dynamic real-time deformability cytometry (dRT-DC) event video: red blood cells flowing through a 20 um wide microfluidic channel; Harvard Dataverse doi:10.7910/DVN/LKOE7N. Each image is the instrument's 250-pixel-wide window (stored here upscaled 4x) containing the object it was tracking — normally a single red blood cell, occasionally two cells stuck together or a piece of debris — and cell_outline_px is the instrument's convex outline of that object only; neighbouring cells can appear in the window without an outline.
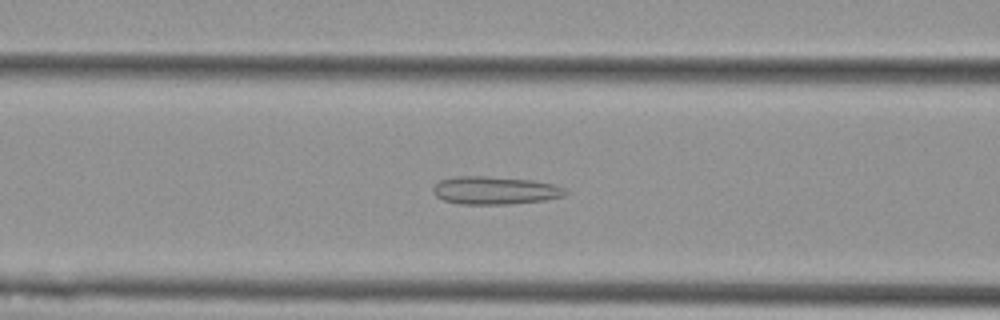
{"species": "Egyptian fruit bat (a non-hibernating species)", "species_latin": "Rousettus aegyptiacus", "temperature_condition": "cold", "stored_images_in_passage": 29, "camera_frame_rate_fps": 3000, "um_per_image_px": 0.085, "animal": {"sex": "female"}, "frame": {"image": 1, "passage_image": 15, "time_ms": 4.667, "image_size_px": [1000, 320], "cell_outline_px": [[568, 192], [564, 196], [544, 200], [508, 204], [460, 204], [444, 200], [436, 196], [432, 192], [432, 188], [440, 180], [456, 176], [484, 176], [532, 180], [556, 184], [564, 188]], "centroid_in_image_um": [42.07, 16.18], "position_along_channel_um": 124.5, "area_um2": 21.56}}
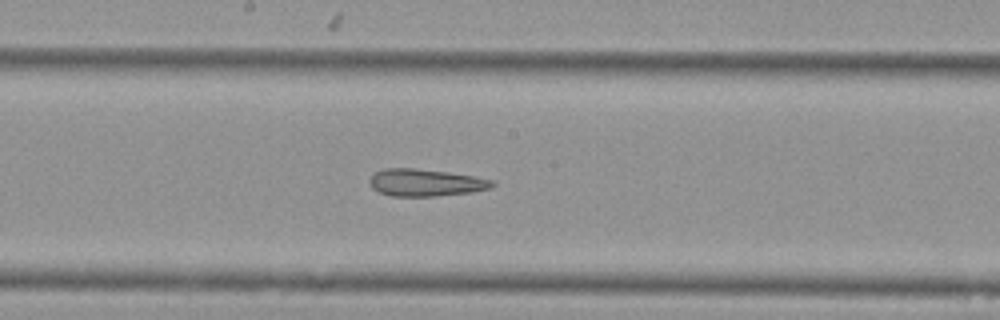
{"frame": {"image": 2, "passage_image": 22, "time_ms": 7.0, "image_size_px": [1000, 320], "cell_outline_px": [[496, 184], [488, 188], [472, 192], [436, 196], [392, 196], [380, 192], [372, 188], [368, 184], [368, 180], [372, 172], [384, 168], [412, 168], [448, 172], [496, 180]], "centroid_in_image_um": [36.12, 15.51], "position_along_channel_um": 212.1, "area_um2": 19.59}}
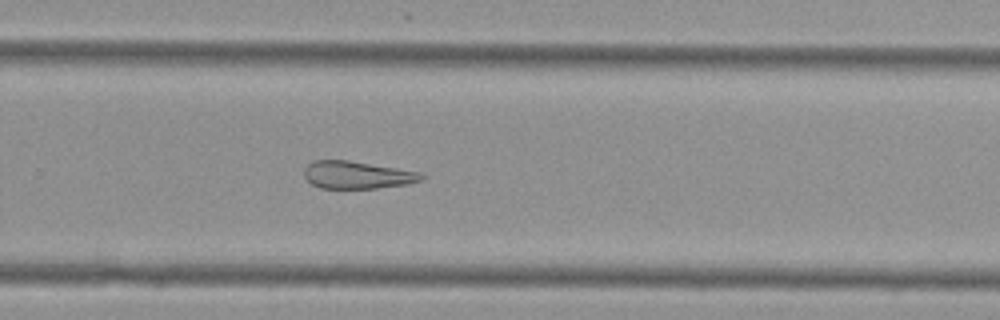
{"frame": {"image": 3, "passage_image": 29, "time_ms": 9.333, "image_size_px": [1000, 320], "cell_outline_px": [[424, 180], [408, 184], [376, 188], [320, 188], [312, 184], [304, 176], [304, 168], [308, 164], [316, 160], [348, 160], [396, 168], [416, 172], [424, 176]], "centroid_in_image_um": [30.33, 14.87], "position_along_channel_um": 299.5, "area_um2": 18.61}}